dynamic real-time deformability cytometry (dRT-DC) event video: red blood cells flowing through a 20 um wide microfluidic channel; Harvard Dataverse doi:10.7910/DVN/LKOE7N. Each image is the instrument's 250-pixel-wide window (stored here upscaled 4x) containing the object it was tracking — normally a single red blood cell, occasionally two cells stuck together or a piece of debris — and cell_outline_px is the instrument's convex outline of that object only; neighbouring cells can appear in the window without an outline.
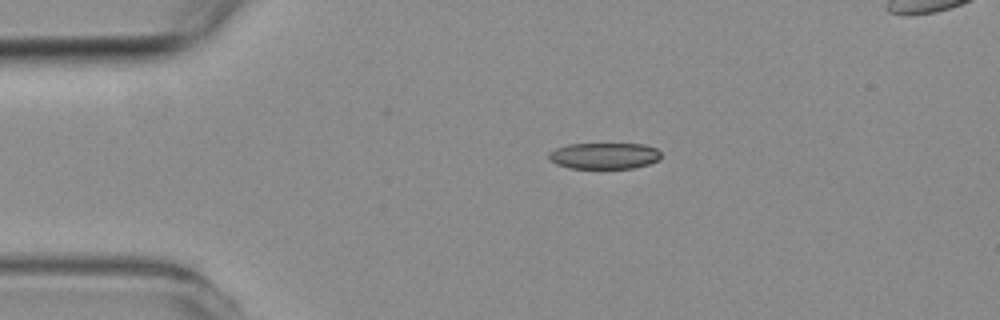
{"species": "common noctule bat (a hibernating species)", "species_latin": "Nyctalus noctula", "temperature_condition": "room temperature", "stored_images_in_passage": 3, "camera_frame_rate_fps": 3000, "um_per_image_px": 0.085, "animal": {"sex": "female", "body_mass_g": 19.3, "forearm_length_mm": 54.1}, "frame": {"image": 1, "passage_image": 1, "time_ms": 0.0, "image_size_px": [1000, 320], "cell_outline_px": [[660, 160], [648, 164], [632, 168], [568, 168], [556, 164], [548, 156], [548, 152], [556, 148], [568, 144], [644, 144], [656, 148], [660, 152]], "centroid_in_image_um": [51.36, 13.24], "position_along_channel_um": 33.6, "area_um2": 17.17}}